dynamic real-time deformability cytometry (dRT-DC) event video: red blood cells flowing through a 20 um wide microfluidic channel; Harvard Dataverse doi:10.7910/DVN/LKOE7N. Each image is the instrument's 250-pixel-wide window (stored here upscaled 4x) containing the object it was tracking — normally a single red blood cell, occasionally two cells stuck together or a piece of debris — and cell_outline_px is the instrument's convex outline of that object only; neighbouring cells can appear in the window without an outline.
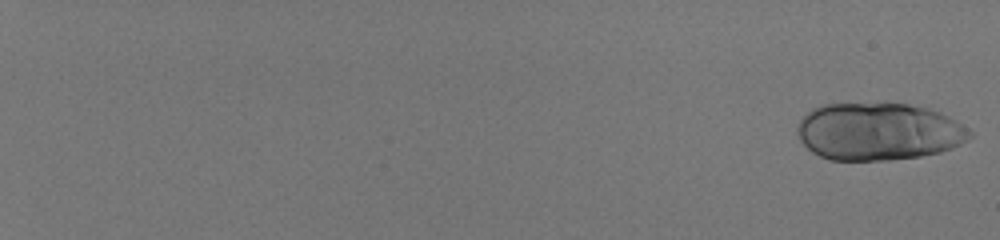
{"species": "human", "species_latin": "Homo sapiens", "temperature_condition": "room temperature", "stored_images_in_passage": 30, "camera_frame_rate_fps": 3000, "um_per_image_px": 0.085, "donor": {"sex": "male"}, "frame": {"image": 1, "passage_image": 1, "time_ms": 0.0, "image_size_px": [1000, 240], "cell_outline_px": [[972, 136], [968, 140], [952, 148], [940, 152], [920, 156], [888, 160], [828, 160], [812, 152], [800, 140], [796, 132], [796, 128], [800, 120], [812, 108], [820, 104], [884, 100], [908, 104], [928, 108], [940, 112], [956, 120], [968, 128], [972, 132]], "centroid_in_image_um": [74.66, 11.13], "position_along_channel_um": 10.3, "area_um2": 59.19}}
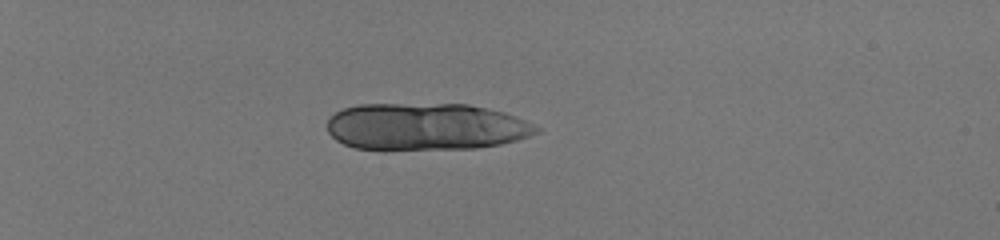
{"frame": {"image": 2, "passage_image": 20, "time_ms": 6.333, "image_size_px": [1000, 240], "cell_outline_px": [[540, 132], [516, 140], [500, 144], [476, 148], [384, 152], [356, 148], [344, 144], [336, 140], [328, 132], [328, 120], [336, 112], [344, 108], [356, 104], [468, 104], [488, 108], [504, 112], [524, 120], [540, 128]], "centroid_in_image_um": [36.15, 10.8], "position_along_channel_um": 48.8, "area_um2": 58.55}}